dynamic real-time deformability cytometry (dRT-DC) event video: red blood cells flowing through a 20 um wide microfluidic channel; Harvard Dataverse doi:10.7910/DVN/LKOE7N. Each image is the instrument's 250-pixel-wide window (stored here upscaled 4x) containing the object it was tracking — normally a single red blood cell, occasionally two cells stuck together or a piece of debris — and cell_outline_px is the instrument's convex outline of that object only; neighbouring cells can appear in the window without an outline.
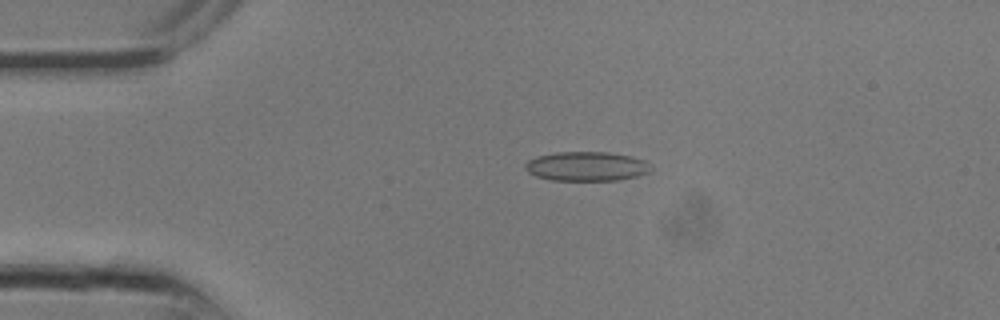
{"species": "common noctule bat (a hibernating species)", "species_latin": "Nyctalus noctula", "temperature_condition": "room temperature", "stored_images_in_passage": 6, "camera_frame_rate_fps": 3000, "um_per_image_px": 0.085, "animal": {"sex": "male", "body_mass_g": 13.3}, "frame": {"image": 1, "passage_image": 2, "time_ms": 0.333, "image_size_px": [1000, 320], "cell_outline_px": [[652, 168], [648, 172], [636, 176], [620, 180], [552, 180], [536, 176], [528, 172], [524, 168], [524, 164], [528, 160], [536, 156], [556, 152], [608, 152], [632, 156], [644, 160]], "centroid_in_image_um": [49.83, 14.13], "position_along_channel_um": 35.2, "area_um2": 21.5}}
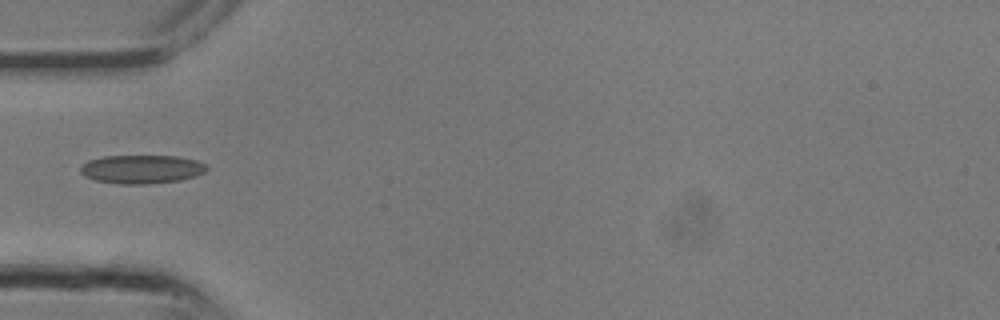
{"frame": {"image": 2, "passage_image": 5, "time_ms": 1.333, "image_size_px": [1000, 320], "cell_outline_px": [[208, 168], [204, 172], [196, 176], [180, 180], [148, 184], [120, 184], [96, 180], [84, 176], [80, 172], [80, 168], [88, 160], [104, 156], [176, 156], [196, 160], [204, 164]], "centroid_in_image_um": [12.03, 14.38], "position_along_channel_um": 73.0, "area_um2": 20.98}}